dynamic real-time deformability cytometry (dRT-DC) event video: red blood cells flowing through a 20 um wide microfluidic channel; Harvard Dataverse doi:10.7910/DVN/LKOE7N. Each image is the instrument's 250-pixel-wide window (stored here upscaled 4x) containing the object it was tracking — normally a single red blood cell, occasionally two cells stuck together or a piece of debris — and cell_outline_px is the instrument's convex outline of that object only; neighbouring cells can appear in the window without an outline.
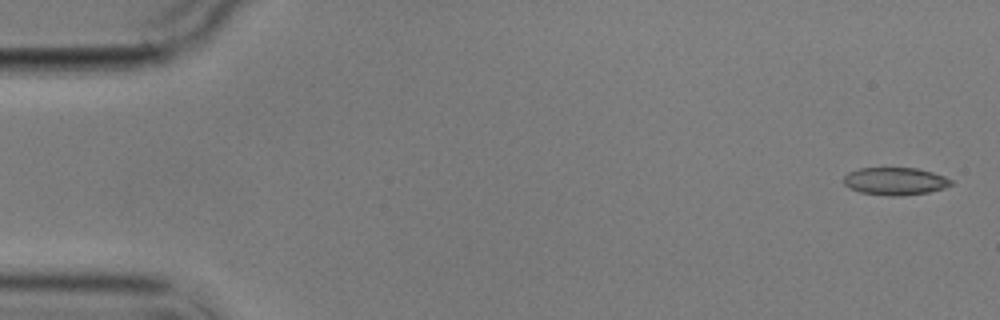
{"species": "common noctule bat (a hibernating species)", "species_latin": "Nyctalus noctula", "temperature_condition": "cold", "stored_images_in_passage": 4, "camera_frame_rate_fps": 3000, "um_per_image_px": 0.085, "animal": {"sex": "male", "body_mass_g": 17.9}, "frame": {"image": 1, "passage_image": 1, "time_ms": 0.0, "image_size_px": [1000, 320], "cell_outline_px": [[952, 184], [944, 188], [928, 192], [900, 196], [892, 196], [860, 192], [848, 188], [844, 184], [844, 176], [848, 172], [860, 168], [916, 168], [932, 172], [944, 176], [952, 180]], "centroid_in_image_um": [76.07, 15.4], "position_along_channel_um": 8.9, "area_um2": 17.22}}